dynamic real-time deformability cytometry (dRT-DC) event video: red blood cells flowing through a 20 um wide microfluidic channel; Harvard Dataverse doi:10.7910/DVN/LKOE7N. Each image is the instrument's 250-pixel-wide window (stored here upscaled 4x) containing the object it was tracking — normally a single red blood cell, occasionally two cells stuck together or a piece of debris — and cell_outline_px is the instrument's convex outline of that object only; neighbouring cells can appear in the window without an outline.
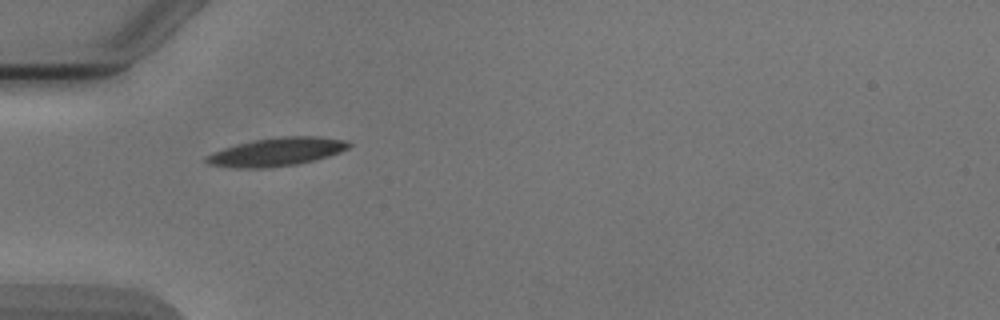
{"species": "Egyptian fruit bat (a non-hibernating species)", "species_latin": "Rousettus aegyptiacus", "temperature_condition": "cold", "stored_images_in_passage": 6, "camera_frame_rate_fps": 3000, "um_per_image_px": 0.085, "animal": {"sex": "male"}, "frame": {"image": 1, "passage_image": 5, "time_ms": 5.333, "image_size_px": [1000, 320], "cell_outline_px": [[352, 144], [348, 148], [340, 152], [328, 156], [296, 164], [260, 168], [244, 168], [208, 164], [204, 160], [204, 156], [212, 152], [224, 148], [256, 140], [280, 136], [316, 136], [348, 140]], "centroid_in_image_um": [23.54, 12.9], "position_along_channel_um": 61.5, "area_um2": 23.18}}
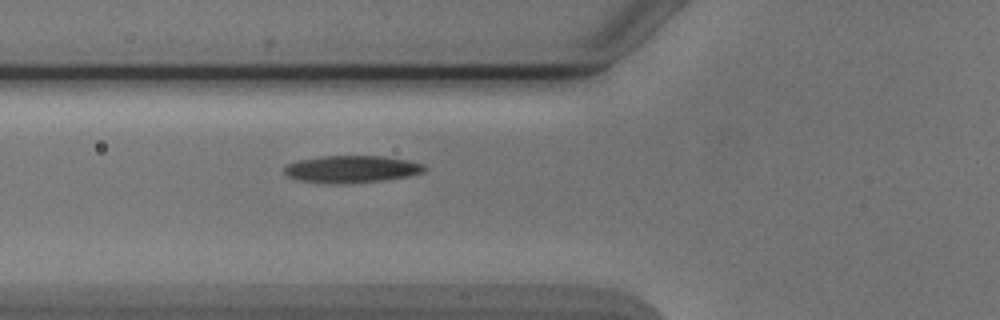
{"frame": {"image": 2, "passage_image": 6, "time_ms": 6.333, "image_size_px": [1000, 320], "cell_outline_px": [[428, 168], [424, 172], [408, 176], [384, 180], [348, 184], [336, 184], [300, 180], [288, 176], [284, 172], [284, 168], [288, 164], [300, 160], [320, 156], [384, 156], [408, 160], [424, 164]], "centroid_in_image_um": [29.94, 14.38], "position_along_channel_um": 95.9, "area_um2": 22.25}}